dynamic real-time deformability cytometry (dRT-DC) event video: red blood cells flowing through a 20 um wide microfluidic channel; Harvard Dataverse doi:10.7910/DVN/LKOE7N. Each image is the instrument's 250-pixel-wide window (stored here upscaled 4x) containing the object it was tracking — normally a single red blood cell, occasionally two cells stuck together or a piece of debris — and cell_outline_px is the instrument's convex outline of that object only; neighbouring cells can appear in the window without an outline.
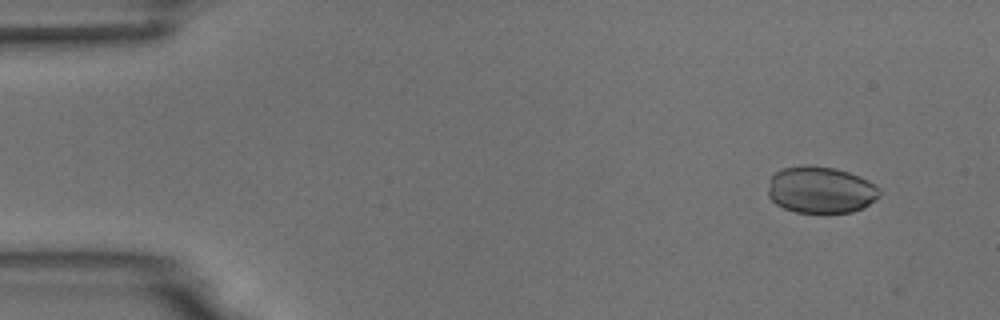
{"species": "common noctule bat (a hibernating species)", "species_latin": "Nyctalus noctula", "temperature_condition": "room temperature", "stored_images_in_passage": 5, "camera_frame_rate_fps": 3000, "um_per_image_px": 0.085, "animal": {"sex": "male", "body_mass_g": 18.8}, "frame": {"image": 1, "passage_image": 2, "time_ms": 1.333, "image_size_px": [1000, 320], "cell_outline_px": [[880, 196], [876, 200], [864, 208], [852, 212], [796, 212], [784, 208], [776, 204], [768, 196], [768, 188], [772, 176], [776, 172], [784, 168], [808, 164], [836, 168], [860, 176], [868, 180], [880, 192]], "centroid_in_image_um": [69.76, 16.13], "position_along_channel_um": 15.2, "area_um2": 30.35}}
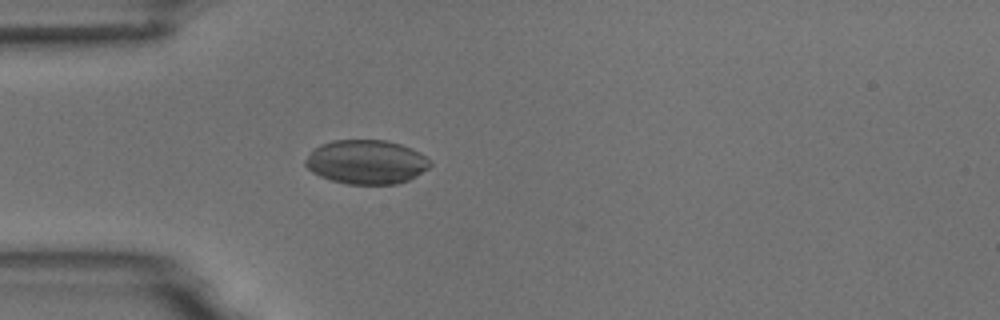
{"frame": {"image": 2, "passage_image": 5, "time_ms": 5.0, "image_size_px": [1000, 320], "cell_outline_px": [[432, 164], [428, 168], [416, 176], [408, 180], [396, 184], [348, 184], [332, 180], [320, 176], [312, 172], [304, 164], [304, 160], [312, 148], [320, 144], [332, 140], [388, 140], [412, 148], [420, 152], [432, 160]], "centroid_in_image_um": [31.14, 13.75], "position_along_channel_um": 53.9, "area_um2": 32.37}}